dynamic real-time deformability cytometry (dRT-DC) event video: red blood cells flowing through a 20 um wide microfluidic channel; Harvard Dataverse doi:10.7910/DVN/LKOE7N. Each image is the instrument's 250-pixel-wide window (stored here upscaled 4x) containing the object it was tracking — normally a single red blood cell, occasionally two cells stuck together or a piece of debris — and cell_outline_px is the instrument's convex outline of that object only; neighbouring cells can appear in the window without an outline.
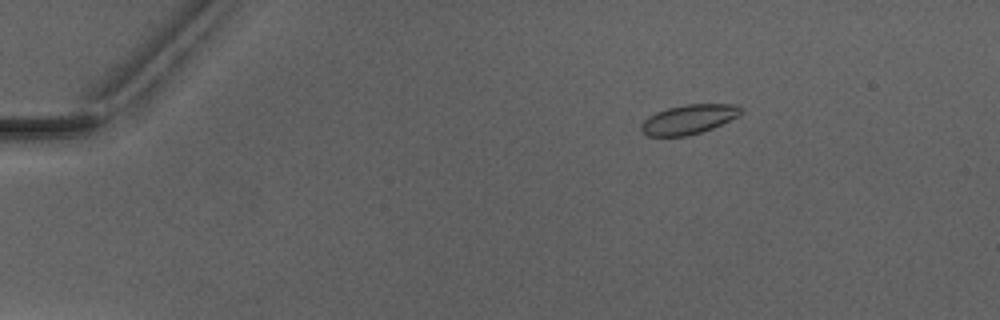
{"species": "Egyptian fruit bat (a non-hibernating species)", "species_latin": "Rousettus aegyptiacus", "temperature_condition": "warm", "stored_images_in_passage": 4, "camera_frame_rate_fps": 3000, "um_per_image_px": 0.085, "animal": {"sex": "male"}, "frame": {"image": 1, "passage_image": 2, "time_ms": 1.0, "image_size_px": [1000, 320], "cell_outline_px": [[740, 112], [736, 116], [712, 128], [688, 136], [648, 136], [640, 132], [640, 124], [648, 116], [656, 112], [668, 108], [684, 104], [736, 104], [740, 108]], "centroid_in_image_um": [58.45, 10.15], "position_along_channel_um": 26.6, "area_um2": 16.94}}